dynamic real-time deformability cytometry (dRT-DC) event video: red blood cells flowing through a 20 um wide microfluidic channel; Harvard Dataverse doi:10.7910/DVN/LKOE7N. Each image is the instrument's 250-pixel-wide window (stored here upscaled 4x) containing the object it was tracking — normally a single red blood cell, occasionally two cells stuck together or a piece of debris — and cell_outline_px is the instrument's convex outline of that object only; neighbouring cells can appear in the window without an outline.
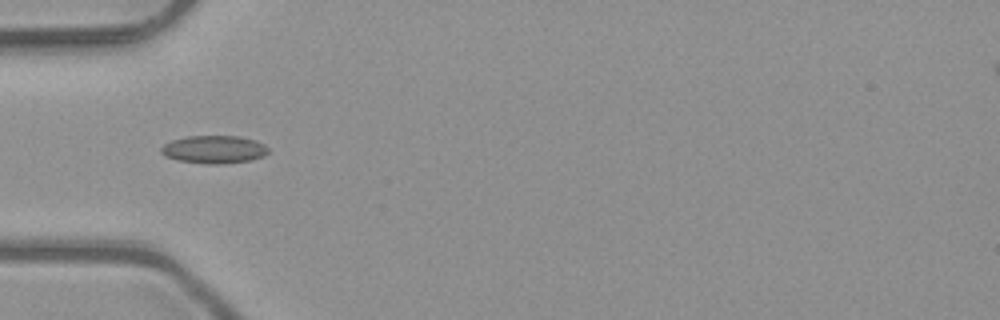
{"species": "common noctule bat (a hibernating species)", "species_latin": "Nyctalus noctula", "temperature_condition": "room temperature", "stored_images_in_passage": 5, "camera_frame_rate_fps": 3000, "um_per_image_px": 0.085, "animal": {"sex": "male", "body_mass_g": 23.1, "forearm_length_mm": 52.7}, "frame": {"image": 1, "passage_image": 5, "time_ms": 1.333, "image_size_px": [1000, 320], "cell_outline_px": [[268, 152], [264, 156], [248, 160], [220, 164], [208, 164], [180, 160], [164, 156], [160, 152], [160, 148], [164, 144], [172, 140], [188, 136], [240, 136], [256, 140], [264, 144], [268, 148]], "centroid_in_image_um": [18.19, 12.69], "position_along_channel_um": 66.8, "area_um2": 17.34}}